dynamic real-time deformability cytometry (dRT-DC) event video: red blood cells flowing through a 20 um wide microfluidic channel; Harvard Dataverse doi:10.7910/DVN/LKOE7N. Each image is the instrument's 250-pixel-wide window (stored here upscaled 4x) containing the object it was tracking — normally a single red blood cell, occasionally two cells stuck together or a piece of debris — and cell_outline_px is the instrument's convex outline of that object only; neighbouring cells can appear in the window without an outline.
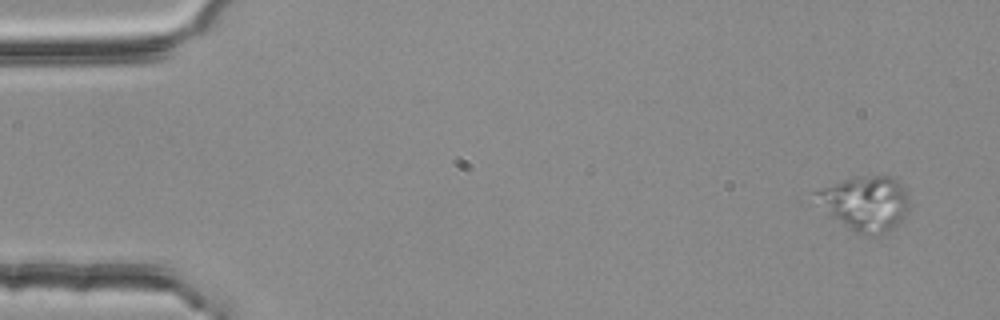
{"species": "common noctule bat (a hibernating species)", "species_latin": "Nyctalus noctula", "temperature_condition": "room temperature", "stored_images_in_passage": 53, "camera_frame_rate_fps": 3000, "um_per_image_px": 0.085, "animal": {"sex": "female", "body_mass_g": 25.1}, "frame": {"image": 1, "passage_image": 1, "time_ms": 0.0, "image_size_px": [1000, 320], "cell_outline_px": [[908, 216], [896, 228], [884, 236], [864, 236], [856, 232], [832, 216], [808, 196], [812, 192], [820, 188], [844, 180], [872, 176], [892, 176], [908, 192]], "centroid_in_image_um": [73.58, 17.33], "position_along_channel_um": 11.4, "area_um2": 30.35}}
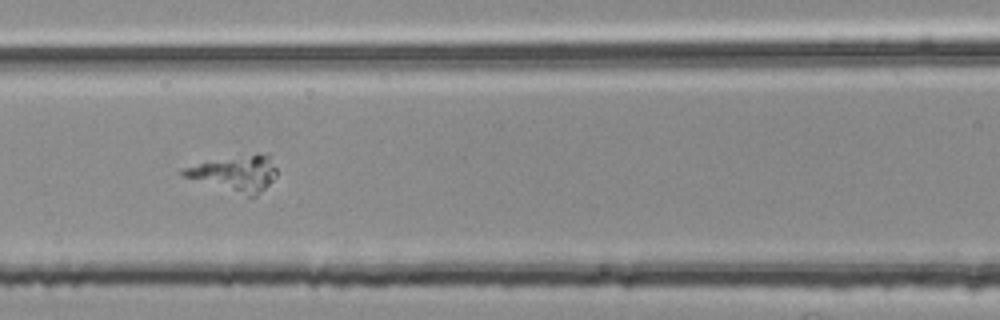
{"frame": {"image": 2, "passage_image": 22, "time_ms": 7.0, "image_size_px": [1000, 320], "cell_outline_px": [[276, 176], [252, 200], [248, 200], [180, 176], [176, 172], [184, 168], [200, 164], [256, 152], [268, 152], [276, 168]], "centroid_in_image_um": [19.98, 14.81], "position_along_channel_um": 146.6, "area_um2": 20.4}}
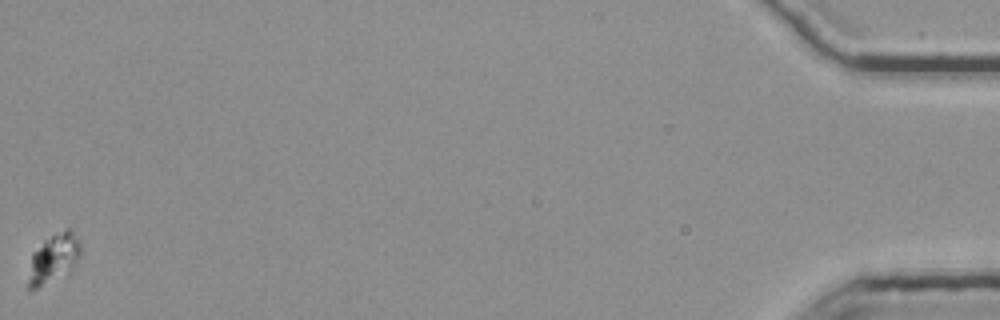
{"frame": {"image": 3, "passage_image": 53, "time_ms": 17.333, "image_size_px": [1000, 320], "cell_outline_px": [[80, 256], [68, 272], [32, 292], [28, 292], [28, 280], [32, 252], [44, 240], [68, 228], [80, 240]], "centroid_in_image_um": [4.52, 22.01], "position_along_channel_um": 430.7, "area_um2": 14.8}}